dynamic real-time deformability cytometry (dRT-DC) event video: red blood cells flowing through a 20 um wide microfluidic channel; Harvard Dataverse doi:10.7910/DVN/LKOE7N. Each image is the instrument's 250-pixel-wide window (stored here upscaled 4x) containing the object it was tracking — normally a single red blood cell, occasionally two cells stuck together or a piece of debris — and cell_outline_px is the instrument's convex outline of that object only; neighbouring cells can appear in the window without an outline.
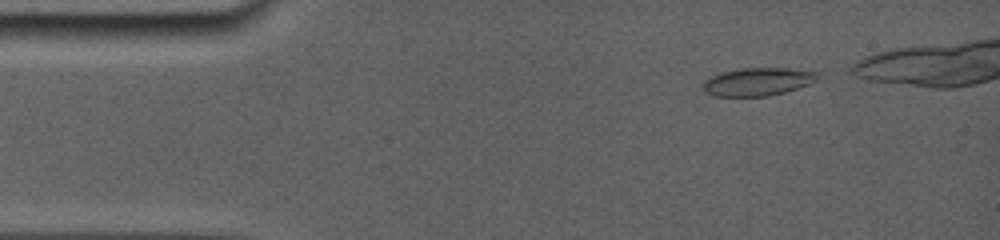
{"species": "common noctule bat (a hibernating species)", "species_latin": "Nyctalus noctula", "temperature_condition": "room temperature", "stored_images_in_passage": 33, "camera_frame_rate_fps": 5000, "um_per_image_px": 0.085, "animal": {"sex": "female", "body_mass_g": 19.0, "forearm_length_mm": 56.7}, "frame": {"image": 1, "passage_image": 1, "time_ms": 0.0, "image_size_px": [1000, 240], "cell_outline_px": [[820, 76], [816, 80], [808, 84], [784, 92], [768, 96], [712, 96], [704, 92], [700, 84], [704, 80], [720, 72], [740, 68], [788, 68], [820, 72]], "centroid_in_image_um": [64.36, 6.94], "position_along_channel_um": 20.6, "area_um2": 18.9}}
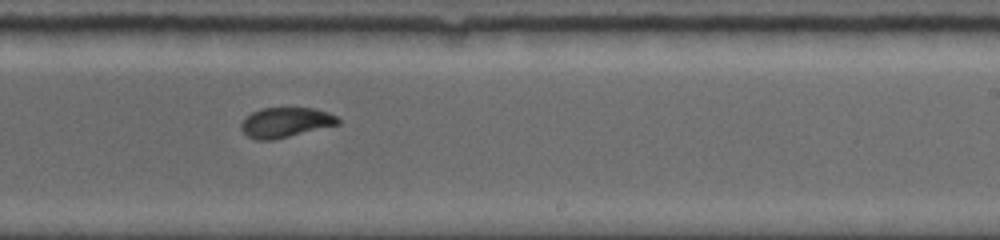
{"frame": {"image": 2, "passage_image": 22, "time_ms": 8.2, "image_size_px": [1000, 240], "cell_outline_px": [[340, 124], [272, 140], [256, 140], [248, 136], [240, 128], [240, 124], [252, 112], [260, 108], [316, 108], [328, 112], [336, 116], [340, 120]], "centroid_in_image_um": [24.28, 10.4], "position_along_channel_um": 264.7, "area_um2": 16.82}}
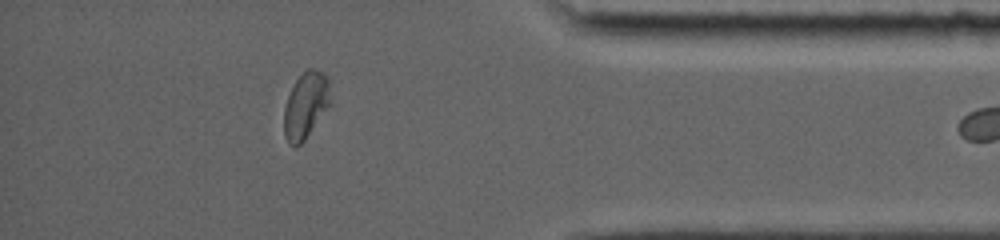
{"frame": {"image": 3, "passage_image": 32, "time_ms": 12.4, "image_size_px": [1000, 240], "cell_outline_px": [[332, 104], [304, 140], [296, 148], [292, 148], [288, 144], [284, 136], [284, 108], [288, 96], [296, 80], [308, 68], [312, 68], [328, 76]], "centroid_in_image_um": [26.0, 8.99], "position_along_channel_um": 409.2, "area_um2": 18.21}}